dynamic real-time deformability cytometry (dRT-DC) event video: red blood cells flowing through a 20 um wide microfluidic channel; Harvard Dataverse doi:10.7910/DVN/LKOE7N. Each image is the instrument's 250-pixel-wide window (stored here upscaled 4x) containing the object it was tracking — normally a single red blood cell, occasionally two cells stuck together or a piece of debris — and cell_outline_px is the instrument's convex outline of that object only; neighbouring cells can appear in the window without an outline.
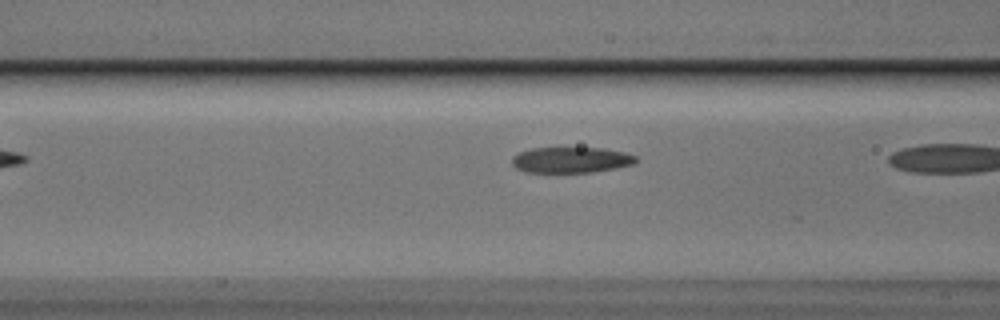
{"species": "Egyptian fruit bat (a non-hibernating species)", "species_latin": "Rousettus aegyptiacus", "temperature_condition": "cold", "stored_images_in_passage": 7, "camera_frame_rate_fps": 3000, "um_per_image_px": 0.085, "animal": {"sex": "male"}, "frame": {"image": 1, "passage_image": 6, "time_ms": 1.667, "image_size_px": [1000, 320], "cell_outline_px": [[636, 160], [632, 164], [616, 168], [592, 172], [524, 172], [516, 168], [512, 164], [512, 156], [520, 152], [532, 148], [604, 148], [624, 152], [636, 156]], "centroid_in_image_um": [48.51, 13.59], "position_along_channel_um": 118.1, "area_um2": 18.55}}